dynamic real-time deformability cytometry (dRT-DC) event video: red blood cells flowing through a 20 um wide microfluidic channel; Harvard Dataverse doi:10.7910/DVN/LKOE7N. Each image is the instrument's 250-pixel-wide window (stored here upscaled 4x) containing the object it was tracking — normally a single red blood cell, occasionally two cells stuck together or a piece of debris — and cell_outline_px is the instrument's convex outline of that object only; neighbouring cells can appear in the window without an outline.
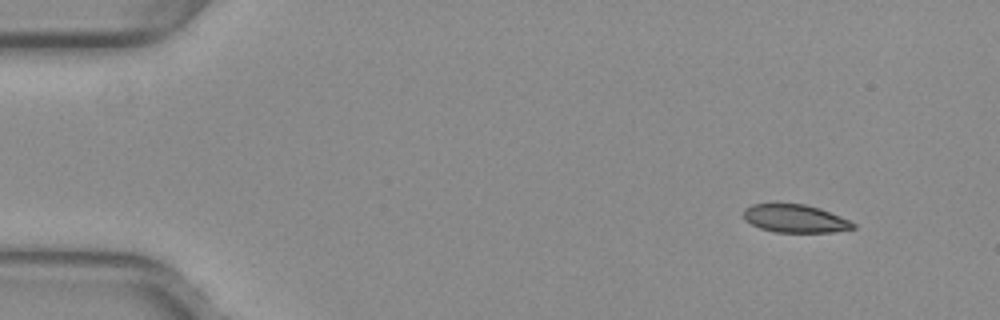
{"species": "common noctule bat (a hibernating species)", "species_latin": "Nyctalus noctula", "temperature_condition": "warm", "stored_images_in_passage": 48, "camera_frame_rate_fps": 3000, "um_per_image_px": 0.085, "animal": {"sex": "female", "body_mass_g": 29.2, "forearm_length_mm": 56.3}, "frame": {"image": 1, "passage_image": 1, "time_ms": 0.0, "image_size_px": [1000, 320], "cell_outline_px": [[856, 228], [832, 232], [776, 232], [760, 228], [744, 220], [744, 208], [752, 204], [804, 204], [820, 208], [840, 216], [856, 224]], "centroid_in_image_um": [67.59, 18.58], "position_along_channel_um": 17.4, "area_um2": 17.8}}
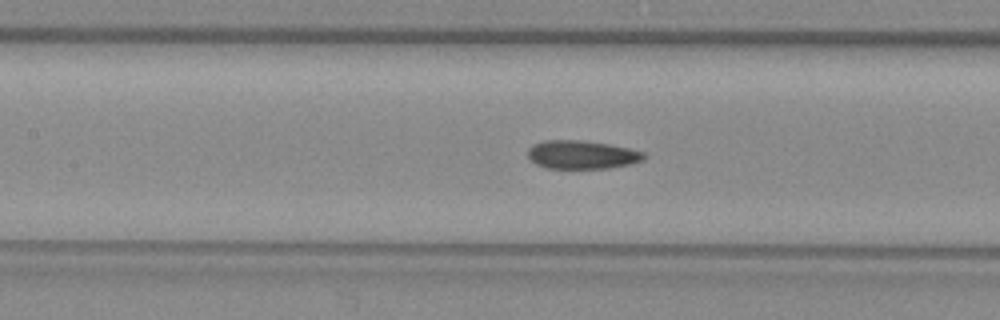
{"frame": {"image": 2, "passage_image": 20, "time_ms": 6.333, "image_size_px": [1000, 320], "cell_outline_px": [[648, 156], [644, 160], [632, 164], [608, 168], [544, 168], [536, 164], [528, 156], [528, 148], [532, 144], [544, 140], [576, 140], [608, 144], [628, 148], [644, 152]], "centroid_in_image_um": [49.47, 13.15], "position_along_channel_um": 157.9, "area_um2": 19.31}}
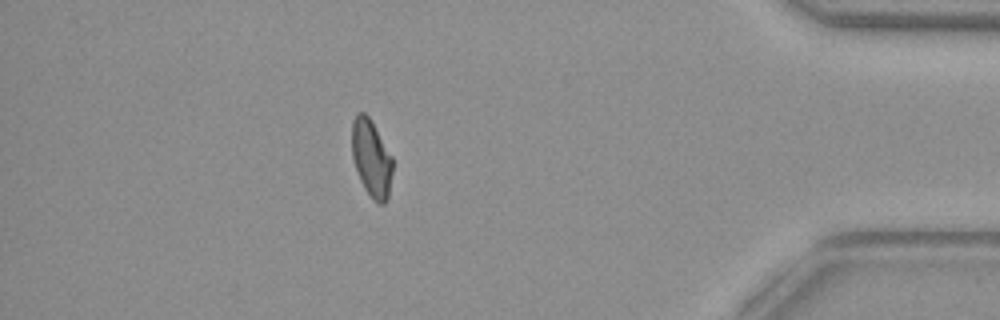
{"frame": {"image": 3, "passage_image": 42, "time_ms": 13.667, "image_size_px": [1000, 320], "cell_outline_px": [[392, 172], [388, 200], [384, 204], [380, 204], [372, 200], [364, 188], [360, 180], [352, 156], [352, 120], [356, 112], [364, 112], [368, 116], [392, 156]], "centroid_in_image_um": [31.56, 13.48], "position_along_channel_um": 403.6, "area_um2": 18.32}, "authors_computed_cell_mechanics": {"area_um2": 19.3919, "velocity_mm_per_s": 3.9688, "shape_relaxation_time_tau1_ms": null, "shape_relaxation_time_tau2_ms": 3.865, "deformation_change_tau1": null, "deformation_change_tau2": 0.0984}}